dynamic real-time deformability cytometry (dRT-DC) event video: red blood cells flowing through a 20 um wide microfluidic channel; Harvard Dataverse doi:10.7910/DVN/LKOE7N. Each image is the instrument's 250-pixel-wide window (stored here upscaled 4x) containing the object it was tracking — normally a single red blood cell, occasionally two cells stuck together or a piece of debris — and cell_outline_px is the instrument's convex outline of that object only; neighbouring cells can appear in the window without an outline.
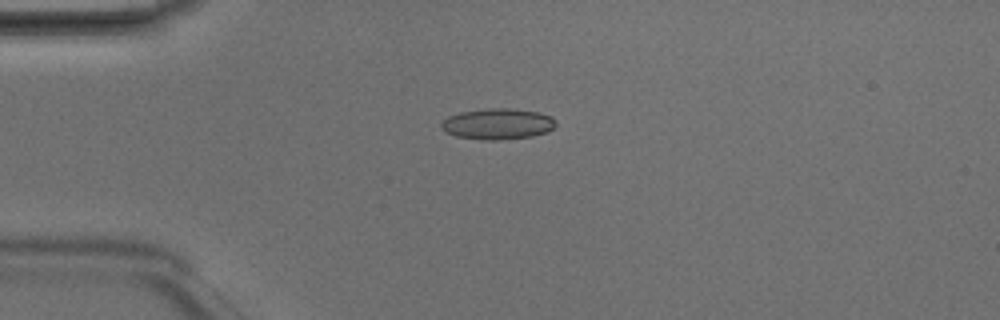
{"species": "Egyptian fruit bat (a non-hibernating species)", "species_latin": "Rousettus aegyptiacus", "temperature_condition": "room temperature", "stored_images_in_passage": 5, "camera_frame_rate_fps": 3000, "um_per_image_px": 0.085, "animal": {"sex": "male"}, "frame": {"image": 1, "passage_image": 5, "time_ms": 1.333, "image_size_px": [1000, 320], "cell_outline_px": [[556, 124], [548, 132], [532, 136], [496, 140], [484, 140], [456, 136], [444, 132], [440, 128], [440, 124], [448, 116], [460, 112], [488, 108], [508, 108], [536, 112], [552, 116], [556, 120]], "centroid_in_image_um": [42.28, 10.53], "position_along_channel_um": 42.7, "area_um2": 20.69}}